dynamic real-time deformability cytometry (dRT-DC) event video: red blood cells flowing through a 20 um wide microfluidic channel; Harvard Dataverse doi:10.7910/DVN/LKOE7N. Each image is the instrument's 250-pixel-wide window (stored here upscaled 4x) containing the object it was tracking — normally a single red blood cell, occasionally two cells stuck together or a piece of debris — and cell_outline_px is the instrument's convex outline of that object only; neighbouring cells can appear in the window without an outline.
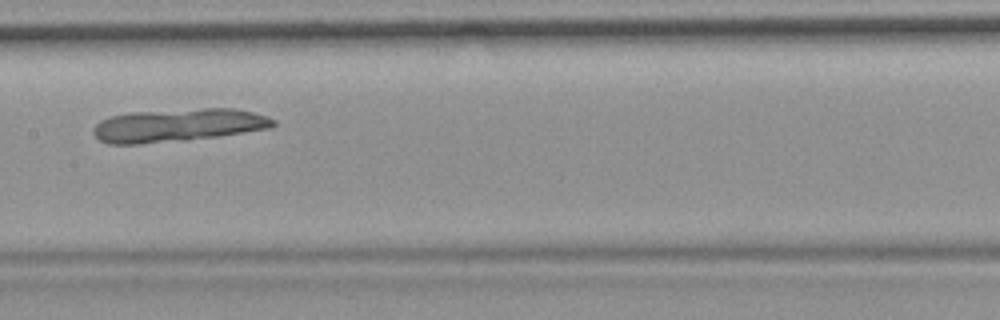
{"species": "common noctule bat (a hibernating species)", "species_latin": "Nyctalus noctula", "temperature_condition": "room temperature", "stored_images_in_passage": 48, "camera_frame_rate_fps": 3000, "um_per_image_px": 0.085, "animal": {"sex": "female", "body_mass_g": 19.9}, "frame": {"image": 1, "passage_image": 21, "time_ms": 6.667, "image_size_px": [1000, 320], "cell_outline_px": [[276, 124], [272, 128], [220, 136], [188, 140], [136, 144], [108, 144], [100, 140], [92, 132], [92, 128], [100, 120], [112, 116], [132, 112], [204, 108], [236, 108], [268, 116], [276, 120]], "centroid_in_image_um": [15.17, 10.64], "position_along_channel_um": 192.2, "area_um2": 34.91}}